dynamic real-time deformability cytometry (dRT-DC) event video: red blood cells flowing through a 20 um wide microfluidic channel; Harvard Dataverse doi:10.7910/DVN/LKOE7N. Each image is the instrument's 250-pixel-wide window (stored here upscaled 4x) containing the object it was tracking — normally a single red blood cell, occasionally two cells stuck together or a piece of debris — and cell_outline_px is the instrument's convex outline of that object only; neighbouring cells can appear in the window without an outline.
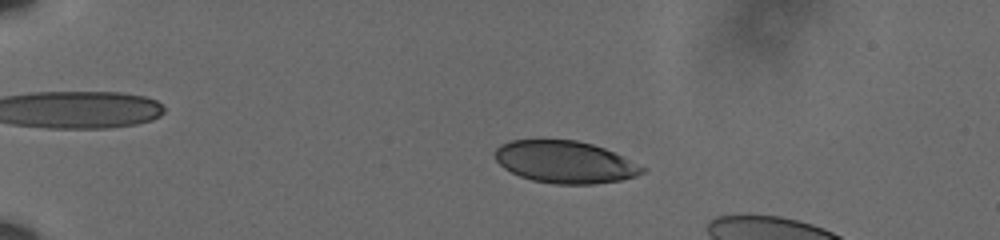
{"species": "human", "species_latin": "Homo sapiens", "temperature_condition": "cold", "stored_images_in_passage": 58, "camera_frame_rate_fps": 3000, "um_per_image_px": 0.085, "donor": {"sex": "male"}, "frame": {"image": 1, "passage_image": 15, "time_ms": 4.667, "image_size_px": [1000, 240], "cell_outline_px": [[648, 168], [644, 172], [636, 176], [620, 180], [596, 184], [556, 184], [532, 180], [520, 176], [504, 168], [496, 160], [496, 148], [500, 144], [512, 140], [576, 140], [592, 144], [604, 148]], "centroid_in_image_um": [48.04, 13.77], "position_along_channel_um": 37.0, "area_um2": 36.07}}
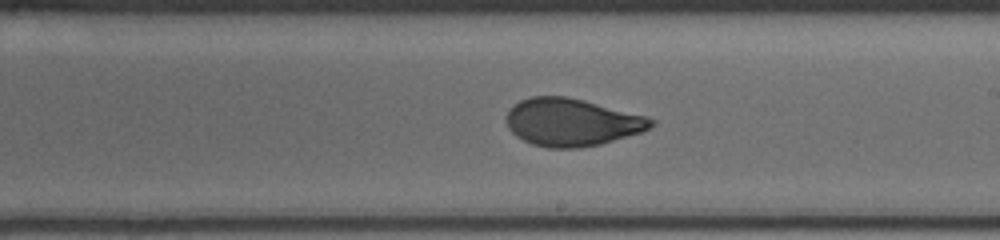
{"frame": {"image": 2, "passage_image": 38, "time_ms": 12.333, "image_size_px": [1000, 240], "cell_outline_px": [[656, 124], [644, 132], [600, 144], [580, 148], [548, 148], [532, 144], [516, 136], [508, 128], [508, 112], [520, 100], [532, 96], [564, 96], [584, 100], [648, 116], [656, 120]], "centroid_in_image_um": [48.67, 10.4], "position_along_channel_um": 240.3, "area_um2": 40.17}}
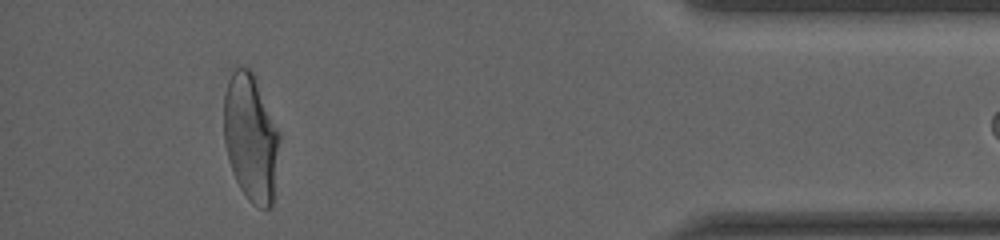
{"frame": {"image": 3, "passage_image": 56, "time_ms": 18.333, "image_size_px": [1000, 240], "cell_outline_px": [[280, 136], [272, 208], [260, 208], [252, 204], [248, 200], [240, 188], [232, 172], [228, 160], [224, 140], [224, 96], [228, 80], [232, 72], [236, 68], [248, 68], [252, 72]], "centroid_in_image_um": [21.3, 11.77], "position_along_channel_um": 413.9, "area_um2": 40.75}}